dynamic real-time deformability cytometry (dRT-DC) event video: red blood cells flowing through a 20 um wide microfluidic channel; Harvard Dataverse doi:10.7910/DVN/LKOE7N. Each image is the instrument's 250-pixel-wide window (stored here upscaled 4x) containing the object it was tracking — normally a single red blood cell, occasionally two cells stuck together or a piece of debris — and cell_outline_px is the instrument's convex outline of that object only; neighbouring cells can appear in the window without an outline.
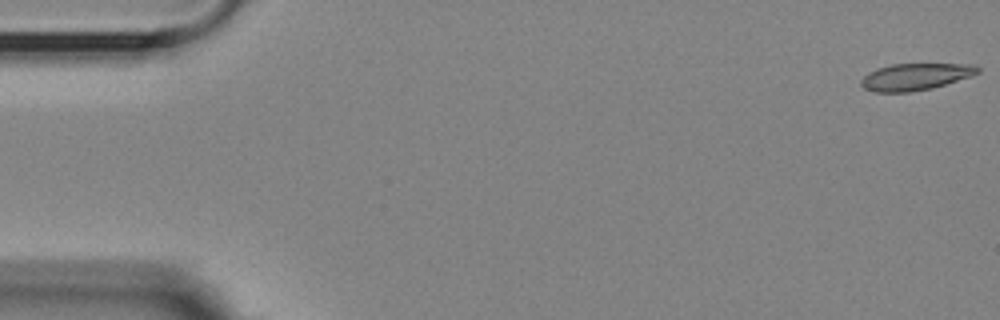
{"species": "Egyptian fruit bat (a non-hibernating species)", "species_latin": "Rousettus aegyptiacus", "temperature_condition": "room temperature", "stored_images_in_passage": 56, "camera_frame_rate_fps": 3000, "um_per_image_px": 0.085, "animal": {"sex": "female"}, "frame": {"image": 1, "passage_image": 1, "time_ms": 0.0, "image_size_px": [1000, 320], "cell_outline_px": [[980, 72], [972, 76], [932, 88], [908, 92], [876, 92], [864, 88], [860, 84], [860, 80], [868, 72], [876, 68], [892, 64], [976, 64], [980, 68]], "centroid_in_image_um": [77.81, 6.51], "position_along_channel_um": 7.2, "area_um2": 18.32}}
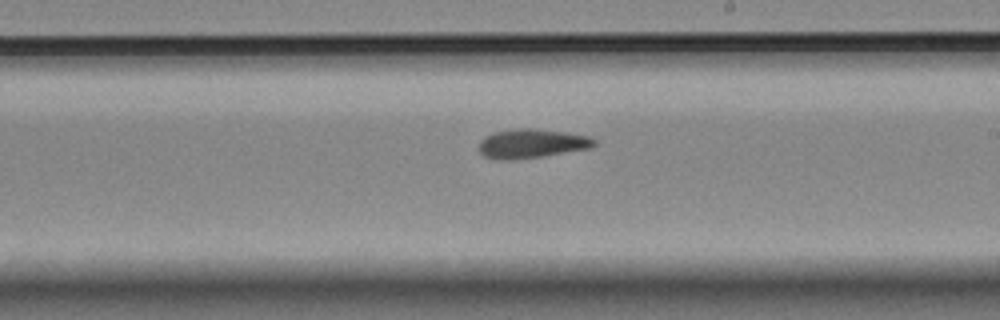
{"frame": {"image": 2, "passage_image": 32, "time_ms": 10.333, "image_size_px": [1000, 320], "cell_outline_px": [[596, 144], [592, 148], [540, 156], [508, 160], [500, 160], [484, 156], [480, 152], [480, 140], [484, 136], [492, 132], [520, 128], [532, 128], [564, 132], [592, 136], [596, 140]], "centroid_in_image_um": [45.21, 12.19], "position_along_channel_um": 243.8, "area_um2": 19.54}}
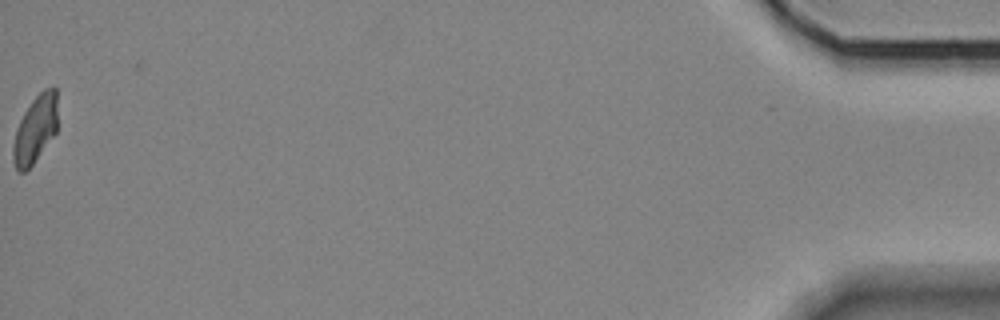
{"frame": {"image": 3, "passage_image": 56, "time_ms": 18.333, "image_size_px": [1000, 320], "cell_outline_px": [[56, 132], [32, 164], [24, 172], [16, 172], [12, 160], [12, 144], [16, 128], [24, 112], [32, 100], [44, 88], [56, 88]], "centroid_in_image_um": [2.95, 11.01], "position_along_channel_um": 432.3, "area_um2": 17.34}, "authors_computed_cell_mechanics": {"area_um2": 18.9584, "velocity_mm_per_s": 3.5893, "shape_relaxation_time_tau1_ms": null, "shape_relaxation_time_tau2_ms": 4.5998, "deformation_change_tau1": null, "deformation_change_tau2": 0.1197}}